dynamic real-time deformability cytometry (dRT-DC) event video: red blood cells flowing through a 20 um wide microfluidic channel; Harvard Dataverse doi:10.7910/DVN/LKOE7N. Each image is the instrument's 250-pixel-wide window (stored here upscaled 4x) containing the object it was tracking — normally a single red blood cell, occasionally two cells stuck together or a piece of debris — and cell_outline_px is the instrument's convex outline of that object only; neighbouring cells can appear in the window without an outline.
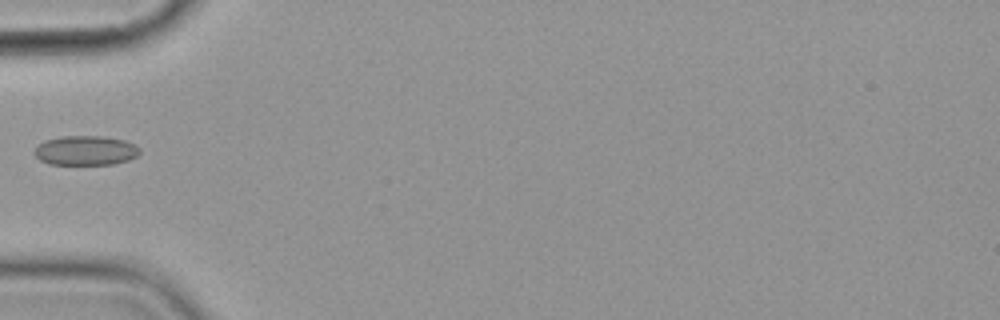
{"species": "common noctule bat (a hibernating species)", "species_latin": "Nyctalus noctula", "temperature_condition": "cold", "stored_images_in_passage": 6, "camera_frame_rate_fps": 3000, "um_per_image_px": 0.085, "animal": {"sex": "female", "body_mass_g": 19.9}, "frame": {"image": 1, "passage_image": 5, "time_ms": 5.667, "image_size_px": [1000, 320], "cell_outline_px": [[140, 152], [136, 156], [128, 160], [112, 164], [48, 164], [40, 160], [32, 152], [44, 140], [60, 136], [104, 136], [124, 140], [140, 148]], "centroid_in_image_um": [7.25, 12.79], "position_along_channel_um": 77.8, "area_um2": 18.09}}
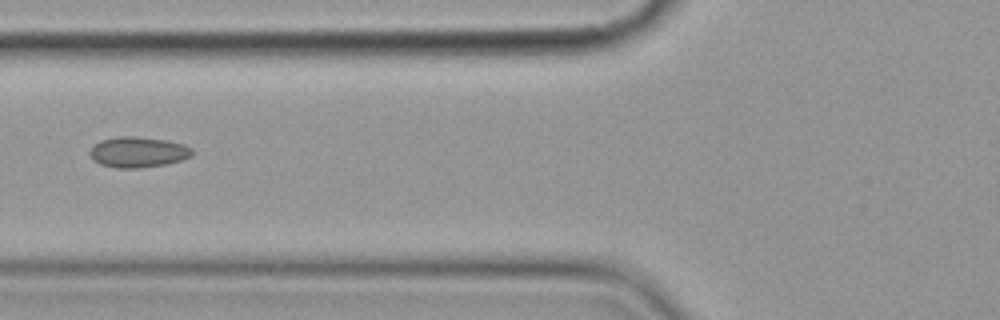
{"frame": {"image": 2, "passage_image": 6, "time_ms": 6.667, "image_size_px": [1000, 320], "cell_outline_px": [[192, 156], [180, 160], [164, 164], [136, 168], [116, 168], [100, 164], [92, 160], [88, 152], [92, 144], [100, 140], [116, 136], [136, 136], [168, 140], [184, 144], [192, 148]], "centroid_in_image_um": [11.68, 12.91], "position_along_channel_um": 114.1, "area_um2": 18.5}}